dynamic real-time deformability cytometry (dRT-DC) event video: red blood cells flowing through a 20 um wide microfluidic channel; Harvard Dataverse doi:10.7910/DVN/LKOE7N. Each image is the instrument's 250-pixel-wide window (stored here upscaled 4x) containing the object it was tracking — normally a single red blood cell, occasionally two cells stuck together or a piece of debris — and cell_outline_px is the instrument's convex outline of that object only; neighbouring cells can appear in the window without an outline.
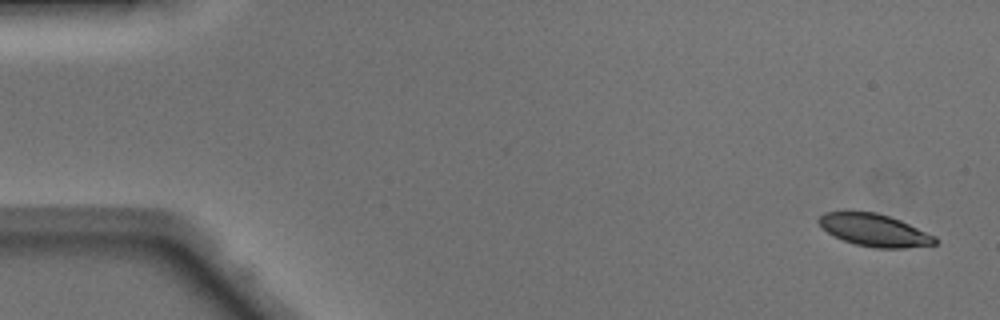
{"species": "Egyptian fruit bat (a non-hibernating species)", "species_latin": "Rousettus aegyptiacus", "temperature_condition": "warm", "stored_images_in_passage": 10, "camera_frame_rate_fps": 3000, "um_per_image_px": 0.085, "animal": {"sex": "male"}, "frame": {"image": 1, "passage_image": 1, "time_ms": 0.0, "image_size_px": [1000, 320], "cell_outline_px": [[936, 244], [904, 248], [876, 248], [856, 244], [844, 240], [828, 232], [816, 220], [824, 212], [876, 212], [900, 220], [936, 236]], "centroid_in_image_um": [74.34, 19.56], "position_along_channel_um": 10.7, "area_um2": 21.56}}